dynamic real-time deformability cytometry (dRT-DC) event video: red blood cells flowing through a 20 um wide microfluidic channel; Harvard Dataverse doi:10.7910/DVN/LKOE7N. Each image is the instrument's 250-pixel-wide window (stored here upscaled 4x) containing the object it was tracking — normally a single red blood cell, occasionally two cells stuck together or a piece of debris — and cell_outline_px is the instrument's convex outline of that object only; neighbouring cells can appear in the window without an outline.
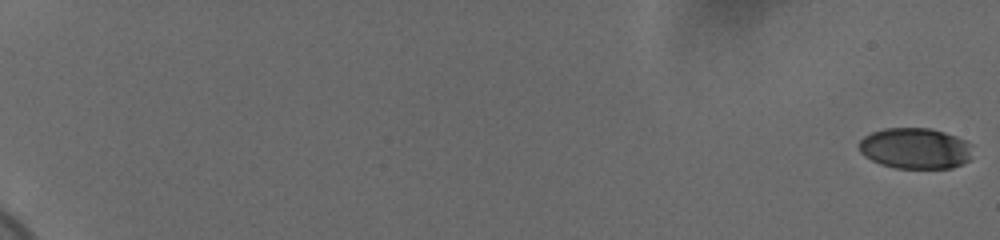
{"species": "human", "species_latin": "Homo sapiens", "temperature_condition": "cold", "stored_images_in_passage": 60, "camera_frame_rate_fps": 3000, "um_per_image_px": 0.085, "donor": {"sex": "female"}, "frame": {"image": 1, "passage_image": 1, "time_ms": 0.0, "image_size_px": [1000, 240], "cell_outline_px": [[972, 144], [968, 160], [952, 168], [896, 168], [880, 164], [864, 156], [860, 152], [860, 140], [864, 136], [872, 132], [884, 128], [928, 128], [944, 132], [956, 136]], "centroid_in_image_um": [77.77, 12.61], "position_along_channel_um": 7.2, "area_um2": 26.93}}
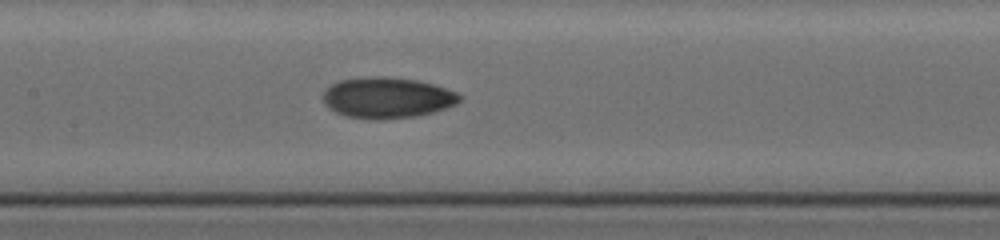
{"frame": {"image": 2, "passage_image": 34, "time_ms": 11.0, "image_size_px": [1000, 240], "cell_outline_px": [[464, 96], [456, 104], [432, 112], [416, 116], [384, 120], [376, 120], [344, 116], [336, 112], [324, 104], [324, 92], [332, 84], [340, 80], [372, 76], [388, 76], [416, 80], [432, 84], [456, 92]], "centroid_in_image_um": [32.91, 8.31], "position_along_channel_um": 174.5, "area_um2": 32.54}}
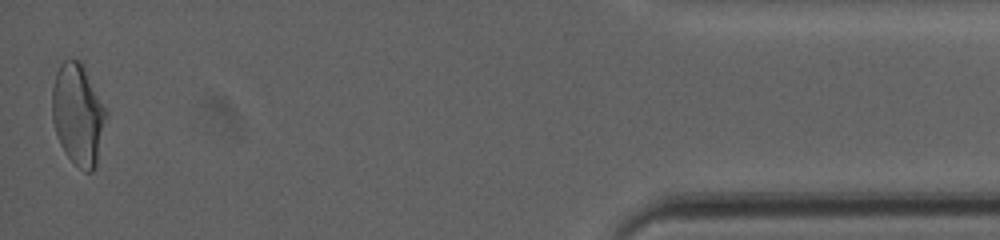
{"frame": {"image": 3, "passage_image": 60, "time_ms": 19.667, "image_size_px": [1000, 240], "cell_outline_px": [[108, 112], [96, 164], [92, 172], [88, 172], [80, 168], [68, 156], [60, 144], [52, 120], [52, 88], [56, 72], [60, 64], [68, 56], [80, 60], [84, 64]], "centroid_in_image_um": [6.63, 9.64], "position_along_channel_um": 428.6, "area_um2": 32.14}, "authors_computed_cell_mechanics": {"area_um2": 30.2005, "velocity_mm_per_s": 3.6829, "shape_relaxation_time_tau1_ms": 5.15, "shape_relaxation_time_tau2_ms": 3.1567, "deformation_change_tau1": 0.1571, "deformation_change_tau2": 0.058}}